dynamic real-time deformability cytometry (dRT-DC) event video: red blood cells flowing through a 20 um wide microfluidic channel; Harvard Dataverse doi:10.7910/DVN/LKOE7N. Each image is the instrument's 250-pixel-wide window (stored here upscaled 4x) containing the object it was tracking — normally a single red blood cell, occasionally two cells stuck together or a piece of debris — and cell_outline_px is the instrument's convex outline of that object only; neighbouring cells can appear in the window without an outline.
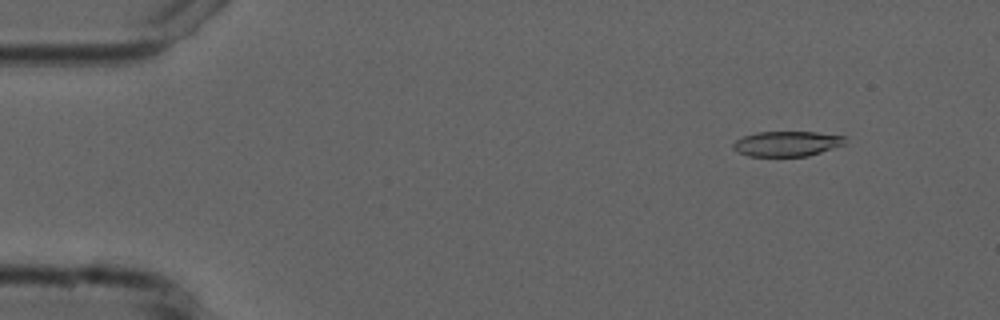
{"species": "common noctule bat (a hibernating species)", "species_latin": "Nyctalus noctula", "temperature_condition": "cold", "stored_images_in_passage": 8, "camera_frame_rate_fps": 3000, "um_per_image_px": 0.085, "animal": {"sex": "male", "forearm_length_mm": 52.5}, "frame": {"image": 1, "passage_image": 6, "time_ms": 1.667, "image_size_px": [1000, 320], "cell_outline_px": [[844, 144], [808, 156], [748, 156], [732, 148], [732, 144], [736, 140], [744, 136], [756, 132], [816, 132], [844, 136]], "centroid_in_image_um": [66.85, 12.21], "position_along_channel_um": 18.1, "area_um2": 16.18}}